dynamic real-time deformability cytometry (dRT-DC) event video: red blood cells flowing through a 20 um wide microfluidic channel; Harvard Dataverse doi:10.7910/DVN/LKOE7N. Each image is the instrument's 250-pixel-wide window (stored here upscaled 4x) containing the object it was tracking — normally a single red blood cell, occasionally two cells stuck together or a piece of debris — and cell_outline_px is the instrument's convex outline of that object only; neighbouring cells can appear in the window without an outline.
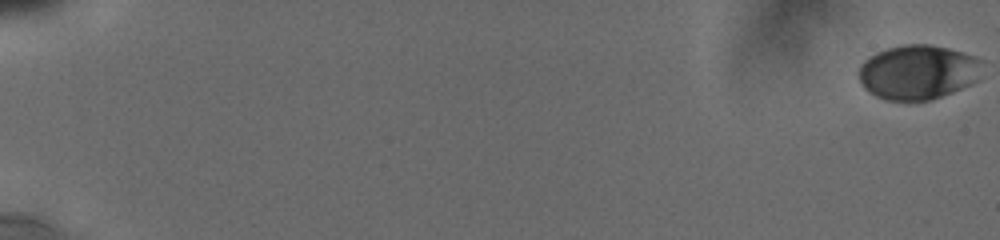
{"species": "human", "species_latin": "Homo sapiens", "temperature_condition": "cold", "stored_images_in_passage": 57, "camera_frame_rate_fps": 3000, "um_per_image_px": 0.085, "donor": {"sex": "male"}, "frame": {"image": 1, "passage_image": 1, "time_ms": 0.0, "image_size_px": [1000, 240], "cell_outline_px": [[984, 60], [980, 80], [972, 84], [932, 100], [884, 100], [868, 92], [864, 88], [860, 80], [860, 68], [864, 60], [868, 56], [876, 52], [888, 48], [904, 44], [928, 44], [948, 48], [976, 56]], "centroid_in_image_um": [78.08, 6.13], "position_along_channel_um": 6.9, "area_um2": 39.71}}
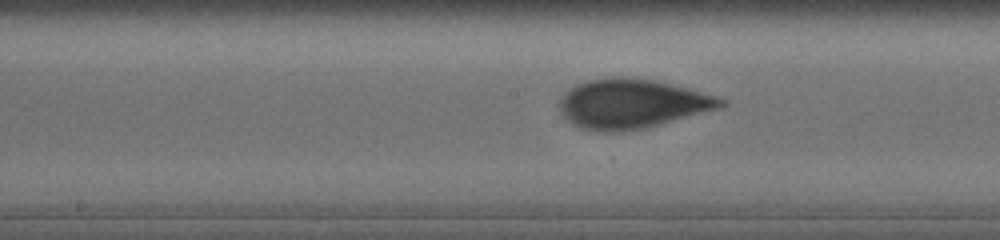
{"frame": {"image": 2, "passage_image": 32, "time_ms": 10.667, "image_size_px": [1000, 240], "cell_outline_px": [[728, 104], [720, 108], [644, 128], [620, 132], [596, 132], [580, 128], [572, 124], [560, 112], [560, 96], [568, 88], [576, 84], [588, 80], [608, 76], [632, 76], [656, 80], [688, 88], [716, 96], [728, 100]], "centroid_in_image_um": [53.69, 8.8], "position_along_channel_um": 194.5, "area_um2": 46.99}}
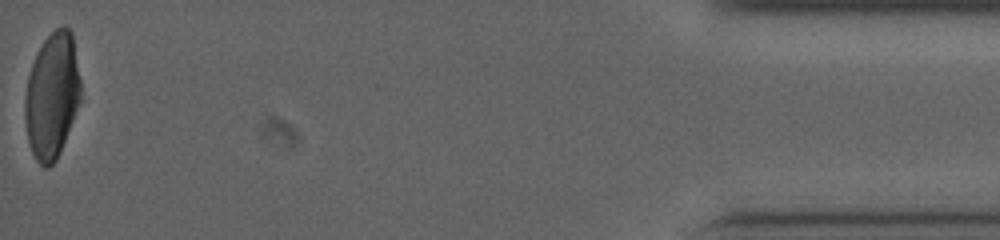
{"frame": {"image": 3, "passage_image": 57, "time_ms": 19.0, "image_size_px": [1000, 240], "cell_outline_px": [[80, 104], [60, 152], [56, 160], [48, 168], [44, 168], [36, 160], [32, 152], [28, 140], [24, 116], [24, 100], [28, 76], [36, 52], [44, 40], [56, 28], [64, 24], [72, 32], [80, 80]], "centroid_in_image_um": [4.42, 8.13], "position_along_channel_um": 430.8, "area_um2": 41.04}, "authors_computed_cell_mechanics": {"area_um2": 43.6968, "velocity_mm_per_s": 3.8057, "shape_relaxation_time_tau1_ms": 5.4114, "shape_relaxation_time_tau2_ms": 0.8312, "deformation_change_tau1": 0.1695, "deformation_change_tau2": 0.0464}}